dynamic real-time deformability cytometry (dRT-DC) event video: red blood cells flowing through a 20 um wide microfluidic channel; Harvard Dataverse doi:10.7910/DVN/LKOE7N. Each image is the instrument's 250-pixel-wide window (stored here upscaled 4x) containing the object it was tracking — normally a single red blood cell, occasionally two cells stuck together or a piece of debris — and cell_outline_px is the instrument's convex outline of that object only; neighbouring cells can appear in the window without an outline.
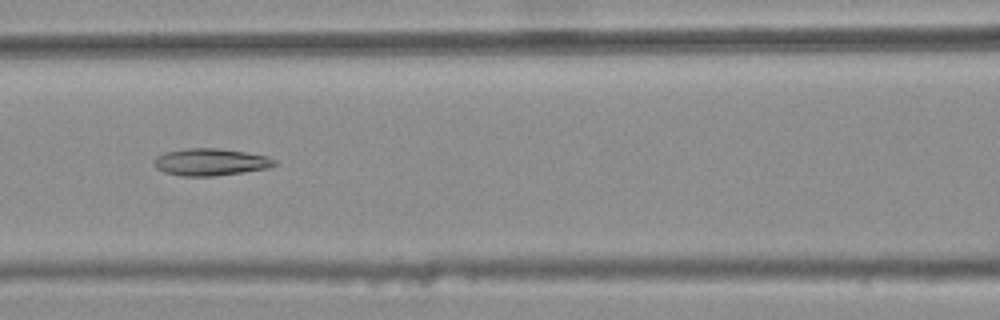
{"species": "common noctule bat (a hibernating species)", "species_latin": "Nyctalus noctula", "temperature_condition": "warm", "stored_images_in_passage": 9, "camera_frame_rate_fps": 3000, "um_per_image_px": 0.085, "animal": {"sex": "female", "body_mass_g": 25.1}, "frame": {"image": 1, "passage_image": 7, "time_ms": 2.0, "image_size_px": [1000, 320], "cell_outline_px": [[276, 164], [268, 168], [244, 172], [216, 176], [180, 176], [164, 172], [156, 168], [152, 164], [152, 160], [156, 156], [164, 152], [188, 148], [216, 148], [244, 152], [268, 156], [276, 160]], "centroid_in_image_um": [17.85, 13.78], "position_along_channel_um": 148.8, "area_um2": 19.19}}
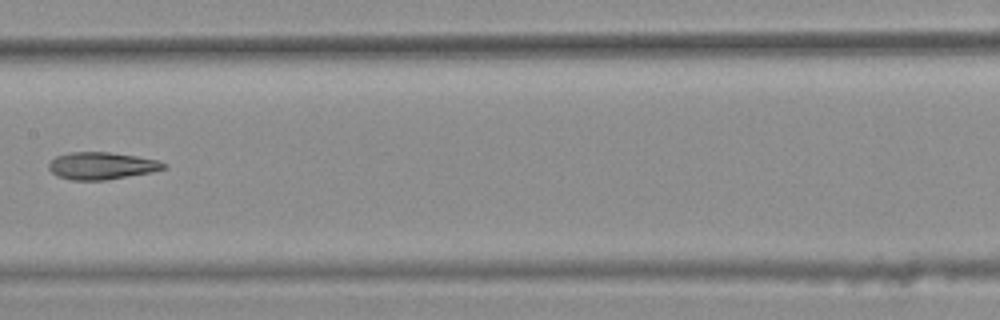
{"frame": {"image": 2, "passage_image": 8, "time_ms": 2.333, "image_size_px": [1000, 320], "cell_outline_px": [[168, 164], [164, 168], [148, 172], [104, 180], [72, 180], [56, 176], [48, 168], [48, 164], [56, 156], [72, 152], [108, 152], [136, 156], [156, 160]], "centroid_in_image_um": [8.58, 14.09], "position_along_channel_um": 198.8, "area_um2": 17.92}}
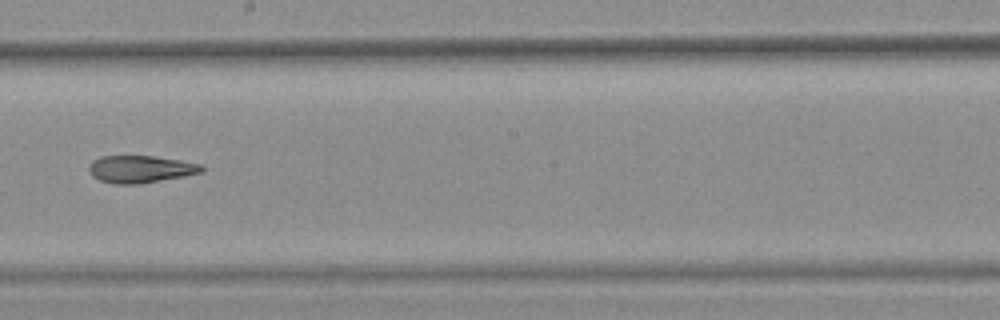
{"frame": {"image": 3, "passage_image": 9, "time_ms": 2.667, "image_size_px": [1000, 320], "cell_outline_px": [[204, 172], [184, 176], [140, 184], [116, 184], [100, 180], [92, 176], [88, 172], [88, 168], [92, 160], [100, 156], [152, 156], [180, 160], [200, 164], [204, 168]], "centroid_in_image_um": [11.92, 14.38], "position_along_channel_um": 236.3, "area_um2": 17.98}}